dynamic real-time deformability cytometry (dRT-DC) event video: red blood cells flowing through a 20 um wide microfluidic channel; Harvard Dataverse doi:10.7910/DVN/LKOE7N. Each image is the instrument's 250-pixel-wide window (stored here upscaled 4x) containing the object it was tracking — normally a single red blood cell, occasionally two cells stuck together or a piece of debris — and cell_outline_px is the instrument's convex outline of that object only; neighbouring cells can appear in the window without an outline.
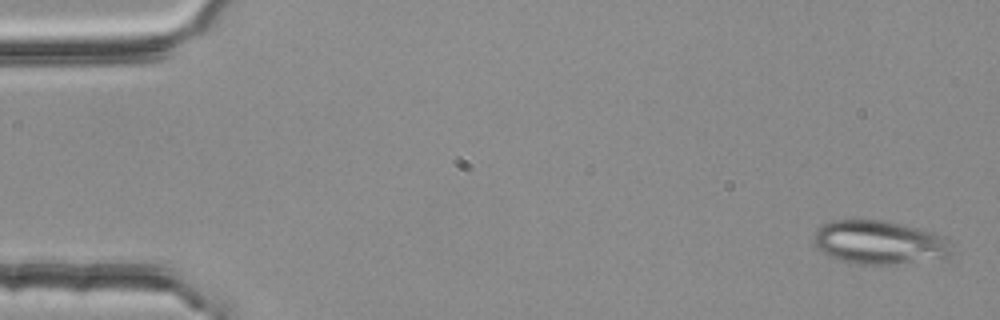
{"species": "common noctule bat (a hibernating species)", "species_latin": "Nyctalus noctula", "temperature_condition": "room temperature", "stored_images_in_passage": 4, "camera_frame_rate_fps": 3000, "um_per_image_px": 0.085, "animal": {"sex": "female", "body_mass_g": 25.1}, "frame": {"image": 1, "passage_image": 1, "time_ms": 0.0, "image_size_px": [1000, 320], "cell_outline_px": [[952, 244], [948, 256], [896, 264], [860, 264], [840, 260], [828, 256], [820, 252], [812, 236], [816, 228], [832, 220], [884, 220], [936, 232], [952, 240]], "centroid_in_image_um": [74.72, 20.59], "position_along_channel_um": 10.3, "area_um2": 35.14}}